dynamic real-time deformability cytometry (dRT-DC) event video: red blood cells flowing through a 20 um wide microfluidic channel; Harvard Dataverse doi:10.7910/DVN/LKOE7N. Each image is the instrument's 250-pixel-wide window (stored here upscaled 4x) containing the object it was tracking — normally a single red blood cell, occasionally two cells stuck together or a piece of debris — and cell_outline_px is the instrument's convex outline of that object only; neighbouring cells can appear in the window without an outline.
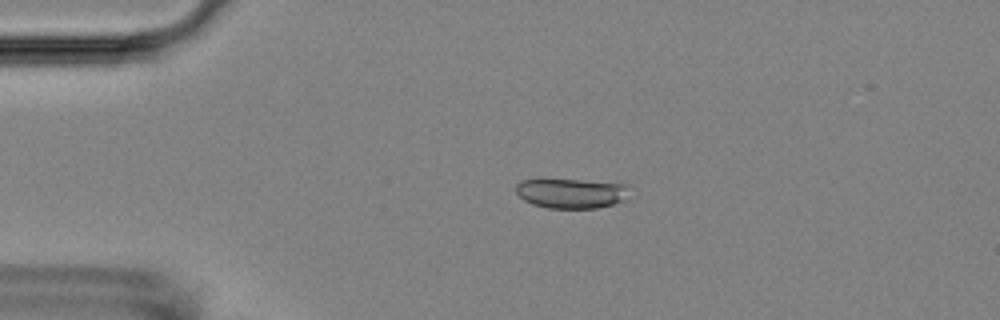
{"species": "Egyptian fruit bat (a non-hibernating species)", "species_latin": "Rousettus aegyptiacus", "temperature_condition": "room temperature", "stored_images_in_passage": 3, "camera_frame_rate_fps": 3000, "um_per_image_px": 0.085, "animal": {"sex": "female"}, "frame": {"image": 1, "passage_image": 2, "time_ms": 1.333, "image_size_px": [1000, 320], "cell_outline_px": [[628, 184], [624, 200], [612, 204], [596, 208], [548, 208], [532, 204], [524, 200], [516, 192], [516, 184], [520, 180], [536, 176], [540, 176], [620, 180]], "centroid_in_image_um": [48.54, 16.32], "position_along_channel_um": 36.5, "area_um2": 21.5}}